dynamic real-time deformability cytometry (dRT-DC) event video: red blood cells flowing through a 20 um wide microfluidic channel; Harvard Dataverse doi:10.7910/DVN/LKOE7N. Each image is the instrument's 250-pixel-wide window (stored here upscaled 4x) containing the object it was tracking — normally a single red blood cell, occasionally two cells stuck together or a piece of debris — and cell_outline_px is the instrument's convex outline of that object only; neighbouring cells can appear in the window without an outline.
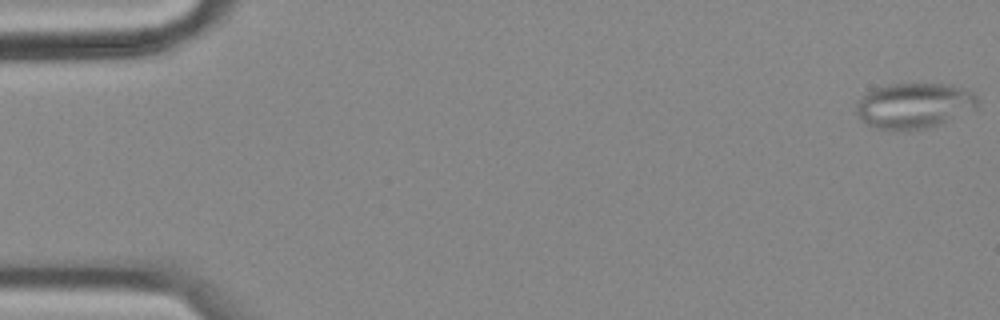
{"species": "common noctule bat (a hibernating species)", "species_latin": "Nyctalus noctula", "temperature_condition": "cold", "stored_images_in_passage": 56, "camera_frame_rate_fps": 3000, "um_per_image_px": 0.085, "animal": {"sex": "female", "body_mass_g": 18.4}, "frame": {"image": 1, "passage_image": 1, "time_ms": 0.0, "image_size_px": [1000, 320], "cell_outline_px": [[980, 104], [976, 108], [940, 124], [928, 128], [908, 132], [892, 132], [876, 128], [868, 124], [856, 112], [856, 104], [872, 88], [888, 84], [952, 84], [964, 88], [972, 92], [980, 100]], "centroid_in_image_um": [77.72, 9.0], "position_along_channel_um": 7.3, "area_um2": 32.66}}
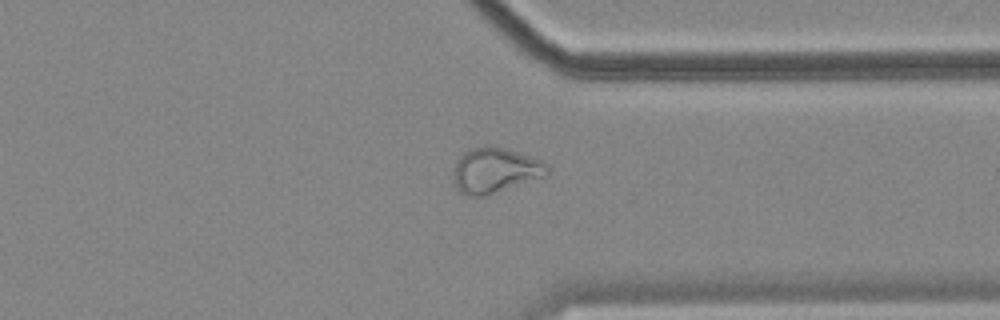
{"frame": {"image": 2, "passage_image": 43, "time_ms": 14.0, "image_size_px": [1000, 320], "cell_outline_px": [[548, 176], [480, 196], [464, 196], [456, 188], [456, 164], [460, 156], [464, 152], [472, 148], [488, 144], [504, 148], [540, 160], [548, 164]], "centroid_in_image_um": [42.11, 14.46], "position_along_channel_um": 369.3, "area_um2": 24.22}}
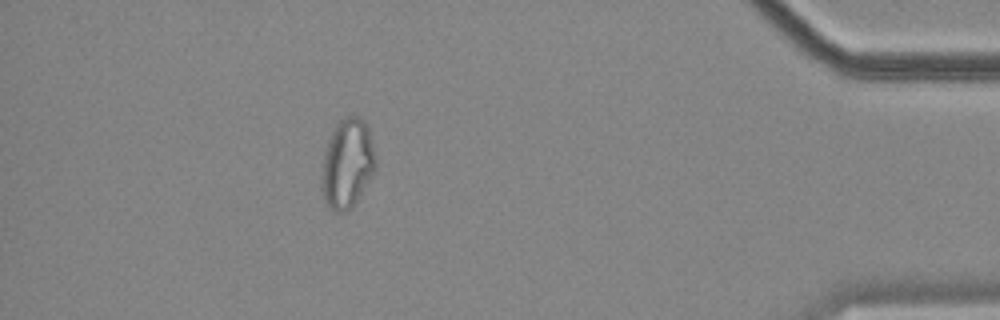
{"frame": {"image": 3, "passage_image": 50, "time_ms": 16.333, "image_size_px": [1000, 320], "cell_outline_px": [[376, 168], [352, 208], [344, 212], [336, 212], [328, 208], [324, 200], [320, 188], [320, 172], [324, 152], [328, 140], [336, 124], [340, 120], [348, 116], [356, 116], [368, 128], [376, 156]], "centroid_in_image_um": [29.48, 13.96], "position_along_channel_um": 405.7, "area_um2": 28.26}, "authors_computed_cell_mechanics": {"area_um2": 26.6458, "velocity_mm_per_s": 3.5944, "shape_relaxation_time_tau1_ms": null, "shape_relaxation_time_tau2_ms": 2.212, "deformation_change_tau1": null, "deformation_change_tau2": 0.0876}}